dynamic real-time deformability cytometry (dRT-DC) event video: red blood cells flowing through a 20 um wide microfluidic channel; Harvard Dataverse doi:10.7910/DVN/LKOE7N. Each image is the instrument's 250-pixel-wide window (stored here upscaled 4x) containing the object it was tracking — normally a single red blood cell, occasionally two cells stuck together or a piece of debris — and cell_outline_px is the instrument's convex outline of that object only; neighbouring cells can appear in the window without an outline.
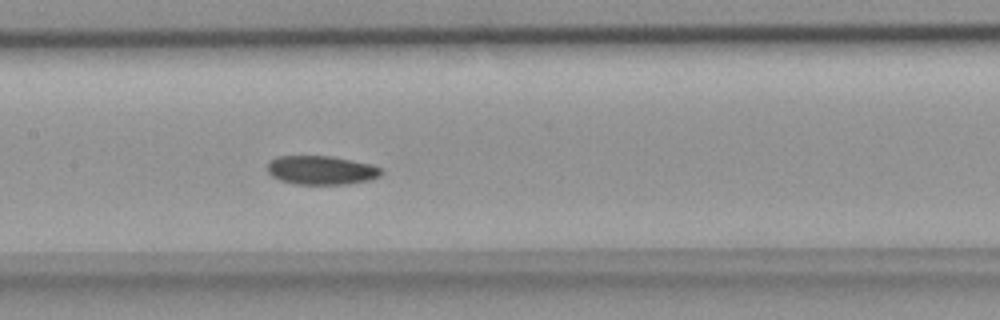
{"species": "common noctule bat (a hibernating species)", "species_latin": "Nyctalus noctula", "temperature_condition": "room temperature", "stored_images_in_passage": 20, "camera_frame_rate_fps": 3000, "um_per_image_px": 0.085, "animal": {"sex": "female", "body_mass_g": 18.4}, "frame": {"image": 1, "passage_image": 12, "time_ms": 3.667, "image_size_px": [1000, 320], "cell_outline_px": [[384, 172], [380, 176], [368, 180], [348, 184], [296, 184], [280, 180], [272, 176], [268, 172], [268, 164], [276, 156], [332, 156], [372, 164], [380, 168]], "centroid_in_image_um": [27.33, 14.46], "position_along_channel_um": 180.1, "area_um2": 19.13}}
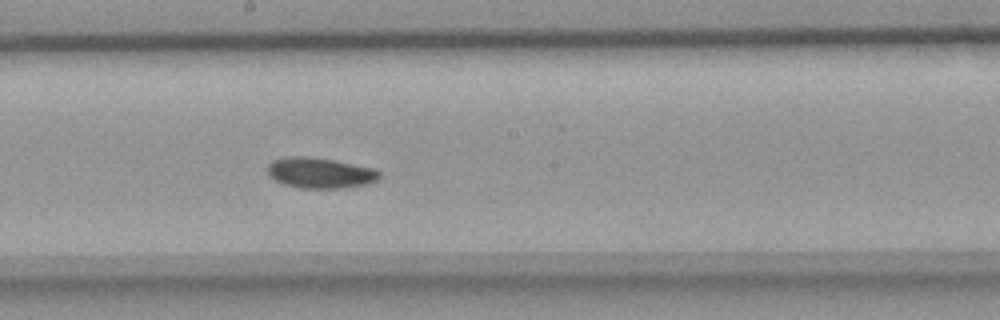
{"frame": {"image": 2, "passage_image": 15, "time_ms": 4.667, "image_size_px": [1000, 320], "cell_outline_px": [[380, 176], [376, 180], [368, 184], [344, 188], [300, 188], [284, 184], [268, 176], [268, 164], [272, 160], [284, 156], [308, 156], [332, 160], [372, 168], [380, 172]], "centroid_in_image_um": [27.16, 14.69], "position_along_channel_um": 221.0, "area_um2": 19.94}}